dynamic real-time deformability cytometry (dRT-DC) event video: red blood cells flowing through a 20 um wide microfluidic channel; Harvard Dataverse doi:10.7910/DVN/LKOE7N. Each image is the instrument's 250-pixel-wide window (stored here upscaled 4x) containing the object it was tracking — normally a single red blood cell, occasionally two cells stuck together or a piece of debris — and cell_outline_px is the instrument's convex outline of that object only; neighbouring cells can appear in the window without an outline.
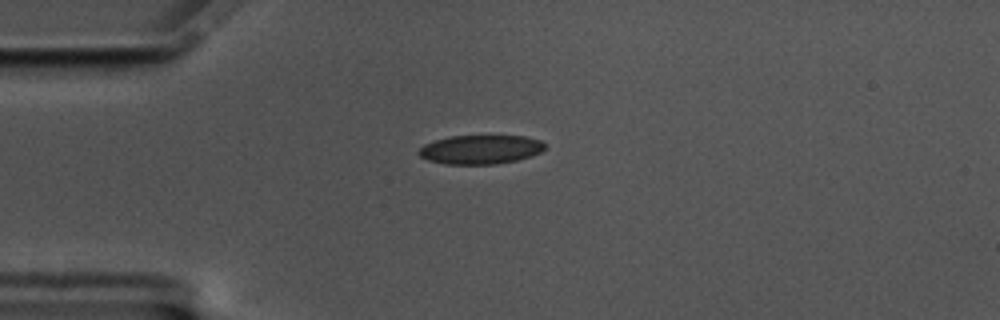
{"species": "common noctule bat (a hibernating species)", "species_latin": "Nyctalus noctula", "temperature_condition": "cold", "stored_images_in_passage": 45, "camera_frame_rate_fps": 3000, "um_per_image_px": 0.085, "animal": {"sex": "male", "body_mass_g": 17.5, "forearm_length_mm": 52.3}, "frame": {"image": 1, "passage_image": 1, "time_ms": 0.0, "image_size_px": [1000, 320], "cell_outline_px": [[548, 144], [540, 152], [532, 156], [516, 160], [496, 164], [444, 164], [428, 160], [420, 156], [416, 152], [424, 144], [436, 140], [452, 136], [524, 136], [540, 140]], "centroid_in_image_um": [40.85, 12.71], "position_along_channel_um": 44.2, "area_um2": 21.33}}
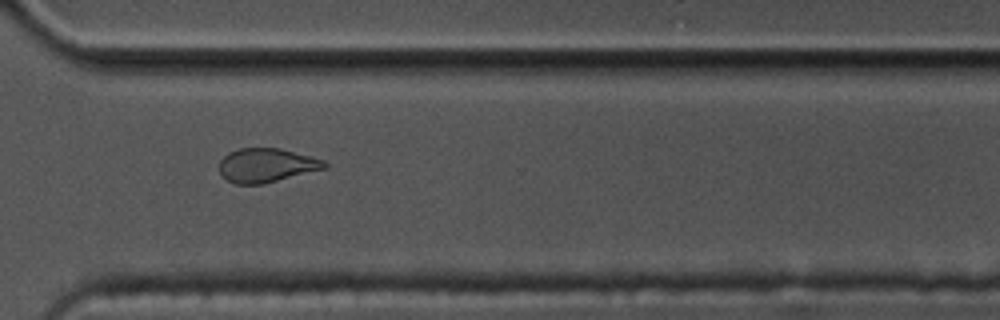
{"frame": {"image": 2, "passage_image": 29, "time_ms": 9.333, "image_size_px": [1000, 320], "cell_outline_px": [[328, 168], [264, 184], [236, 184], [228, 180], [220, 172], [220, 160], [228, 152], [240, 148], [280, 148], [324, 160], [328, 164]], "centroid_in_image_um": [22.68, 14.05], "position_along_channel_um": 347.9, "area_um2": 20.87}}
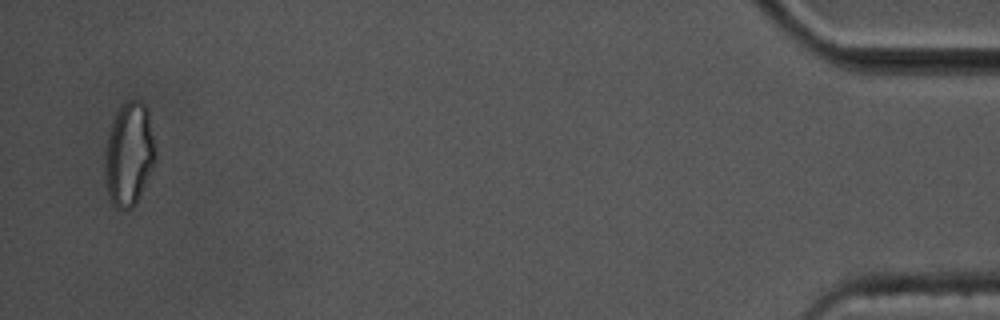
{"frame": {"image": 3, "passage_image": 43, "time_ms": 14.0, "image_size_px": [1000, 320], "cell_outline_px": [[156, 156], [136, 204], [132, 208], [116, 208], [112, 204], [108, 192], [104, 168], [104, 156], [108, 136], [116, 112], [128, 100], [140, 100], [144, 104], [148, 112], [156, 152]], "centroid_in_image_um": [10.95, 13.1], "position_along_channel_um": 424.2, "area_um2": 29.94}, "authors_computed_cell_mechanics": {"area_um2": 21.7328, "velocity_mm_per_s": 3.4533, "shape_relaxation_time_tau1_ms": 6.7309, "shape_relaxation_time_tau2_ms": 2.7872, "deformation_change_tau1": 0.1377, "deformation_change_tau2": 0.091}}